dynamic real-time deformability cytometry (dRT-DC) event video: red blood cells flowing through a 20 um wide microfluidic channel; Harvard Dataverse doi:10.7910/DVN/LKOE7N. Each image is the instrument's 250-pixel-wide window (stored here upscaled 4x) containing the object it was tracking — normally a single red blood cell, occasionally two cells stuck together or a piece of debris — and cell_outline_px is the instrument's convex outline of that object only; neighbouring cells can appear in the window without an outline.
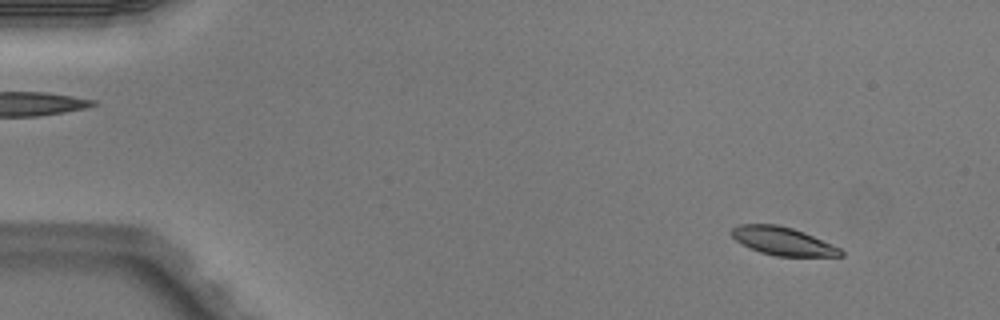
{"species": "Egyptian fruit bat (a non-hibernating species)", "species_latin": "Rousettus aegyptiacus", "temperature_condition": "warm", "stored_images_in_passage": 6, "camera_frame_rate_fps": 3000, "um_per_image_px": 0.085, "animal": {"sex": "male"}, "frame": {"image": 1, "passage_image": 1, "time_ms": 0.0, "image_size_px": [1000, 320], "cell_outline_px": [[844, 256], [776, 256], [760, 252], [736, 240], [728, 232], [732, 228], [740, 224], [776, 224], [792, 228], [804, 232], [840, 248], [844, 252]], "centroid_in_image_um": [66.53, 20.49], "position_along_channel_um": 18.5, "area_um2": 17.74}}
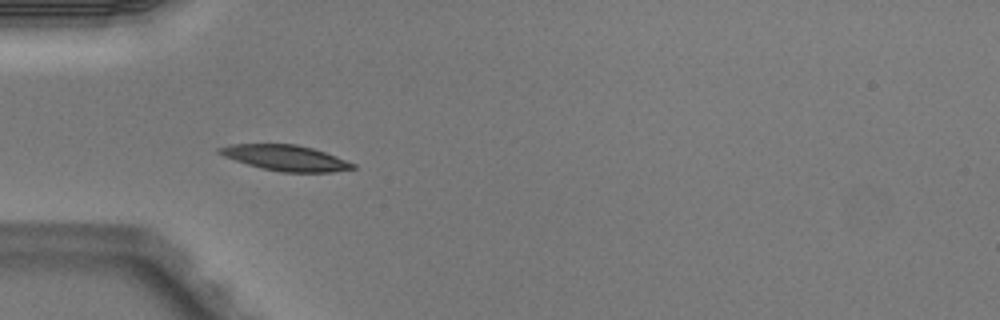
{"frame": {"image": 2, "passage_image": 4, "time_ms": 1.0, "image_size_px": [1000, 320], "cell_outline_px": [[356, 168], [332, 172], [280, 172], [260, 168], [224, 156], [216, 152], [216, 148], [232, 144], [296, 144], [312, 148], [336, 156], [356, 164]], "centroid_in_image_um": [24.27, 13.42], "position_along_channel_um": 60.7, "area_um2": 19.88}}
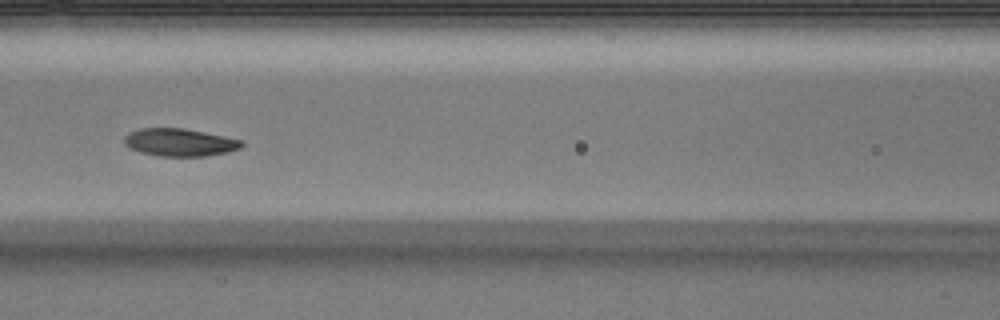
{"frame": {"image": 3, "passage_image": 6, "time_ms": 1.667, "image_size_px": [1000, 320], "cell_outline_px": [[244, 144], [240, 148], [228, 152], [208, 156], [160, 156], [140, 152], [128, 148], [124, 144], [124, 136], [128, 132], [140, 128], [184, 128], [244, 140]], "centroid_in_image_um": [15.26, 12.1], "position_along_channel_um": 151.3, "area_um2": 19.13}}